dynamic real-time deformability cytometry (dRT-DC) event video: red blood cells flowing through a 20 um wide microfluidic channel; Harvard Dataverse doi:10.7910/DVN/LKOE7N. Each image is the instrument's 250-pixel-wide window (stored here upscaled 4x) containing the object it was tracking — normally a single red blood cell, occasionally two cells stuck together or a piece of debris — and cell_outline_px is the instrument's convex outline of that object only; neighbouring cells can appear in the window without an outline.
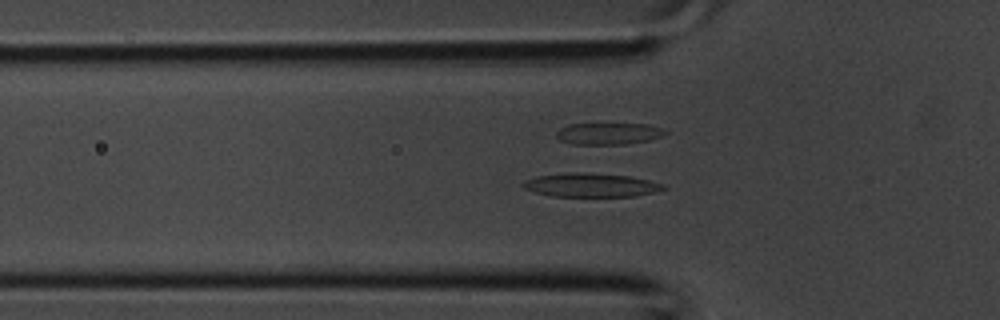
{"species": "common noctule bat (a hibernating species)", "species_latin": "Nyctalus noctula", "temperature_condition": "room temperature", "stored_images_in_passage": 37, "camera_frame_rate_fps": 3000, "um_per_image_px": 0.085, "animal": {"sex": "male", "body_mass_g": 20.1, "forearm_length_mm": 53.5}, "frame": {"image": 1, "passage_image": 11, "time_ms": 3.333, "image_size_px": [1000, 320], "cell_outline_px": [[664, 188], [652, 192], [636, 196], [552, 196], [536, 192], [524, 188], [520, 184], [524, 180], [536, 176], [568, 172], [588, 172], [628, 176], [648, 180], [664, 184]], "centroid_in_image_um": [50.16, 15.72], "position_along_channel_um": 75.6, "area_um2": 19.31}}